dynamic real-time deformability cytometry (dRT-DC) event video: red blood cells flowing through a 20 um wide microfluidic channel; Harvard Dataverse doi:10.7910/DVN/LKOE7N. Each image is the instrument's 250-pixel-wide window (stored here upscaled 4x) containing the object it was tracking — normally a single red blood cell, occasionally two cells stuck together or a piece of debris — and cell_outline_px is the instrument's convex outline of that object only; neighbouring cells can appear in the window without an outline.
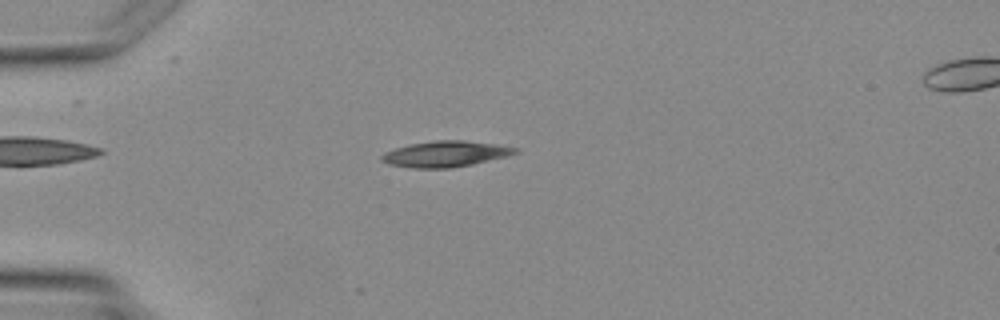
{"species": "Egyptian fruit bat (a non-hibernating species)", "species_latin": "Rousettus aegyptiacus", "temperature_condition": "warm", "stored_images_in_passage": 3, "camera_frame_rate_fps": 3000, "um_per_image_px": 0.085, "animal": {"sex": "female"}, "frame": {"image": 1, "passage_image": 2, "time_ms": 1.333, "image_size_px": [1000, 320], "cell_outline_px": [[520, 152], [508, 156], [472, 164], [452, 168], [412, 168], [388, 164], [380, 160], [380, 156], [384, 152], [408, 144], [436, 140], [460, 140], [492, 144], [520, 148]], "centroid_in_image_um": [37.85, 13.09], "position_along_channel_um": 47.2, "area_um2": 20.17}}